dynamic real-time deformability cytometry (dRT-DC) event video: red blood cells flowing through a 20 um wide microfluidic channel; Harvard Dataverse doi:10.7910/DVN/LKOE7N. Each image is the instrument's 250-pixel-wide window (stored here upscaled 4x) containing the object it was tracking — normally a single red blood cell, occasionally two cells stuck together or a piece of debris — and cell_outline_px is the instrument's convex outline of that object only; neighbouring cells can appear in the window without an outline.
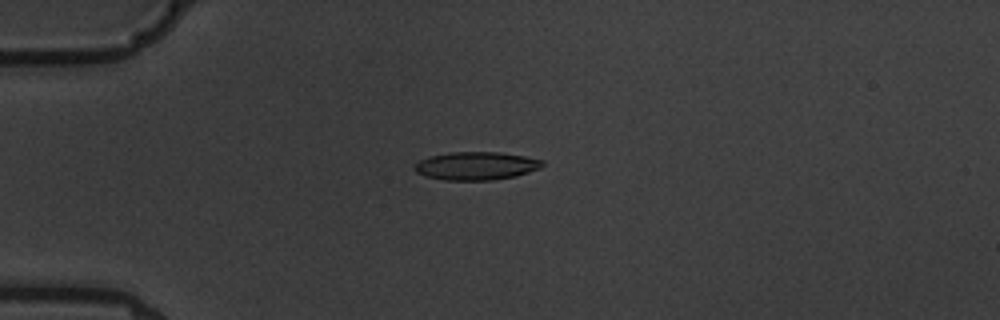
{"species": "common noctule bat (a hibernating species)", "species_latin": "Nyctalus noctula", "temperature_condition": "warm", "stored_images_in_passage": 5, "camera_frame_rate_fps": 3000, "um_per_image_px": 0.085, "animal": {"sex": "male", "body_mass_g": 19.5, "forearm_length_mm": 54.6}, "frame": {"image": 1, "passage_image": 5, "time_ms": 4.333, "image_size_px": [1000, 320], "cell_outline_px": [[544, 164], [540, 168], [516, 176], [492, 180], [444, 180], [424, 176], [416, 172], [412, 168], [420, 160], [428, 156], [452, 152], [500, 152], [524, 156], [544, 160]], "centroid_in_image_um": [40.46, 14.1], "position_along_channel_um": 44.5, "area_um2": 21.04}}